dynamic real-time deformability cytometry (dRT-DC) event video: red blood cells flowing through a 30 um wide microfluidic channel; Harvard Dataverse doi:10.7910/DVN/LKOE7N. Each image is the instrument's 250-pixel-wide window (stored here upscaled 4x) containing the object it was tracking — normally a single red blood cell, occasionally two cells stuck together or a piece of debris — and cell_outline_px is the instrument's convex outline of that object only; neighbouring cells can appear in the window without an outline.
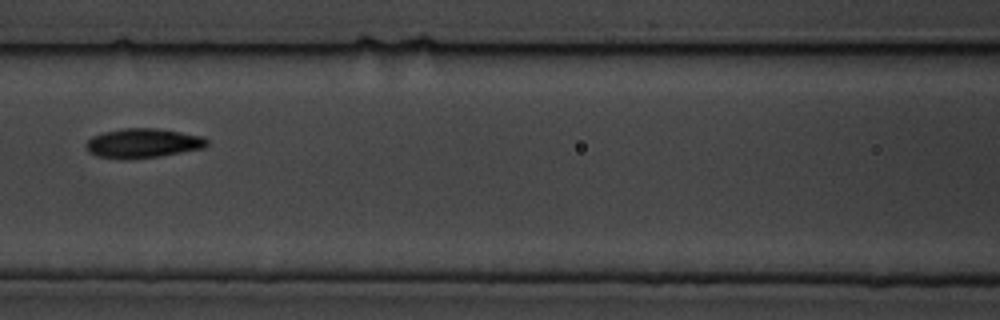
{"species": "common noctule bat (a hibernating species)", "species_latin": "Nyctalus noctula", "temperature_condition": "cold", "stored_images_in_passage": 9, "camera_frame_rate_fps": 3000, "um_per_image_px": 0.085, "animal": {"sex": "male", "body_mass_g": 19.5, "forearm_length_mm": 54.6}, "frame": {"image": 1, "passage_image": 7, "time_ms": 8.0, "image_size_px": [1000, 320], "cell_outline_px": [[208, 144], [204, 148], [160, 156], [96, 156], [88, 152], [84, 144], [92, 136], [104, 132], [124, 128], [156, 128], [180, 132], [200, 136], [208, 140]], "centroid_in_image_um": [12.16, 12.13], "position_along_channel_um": 154.4, "area_um2": 19.88}}
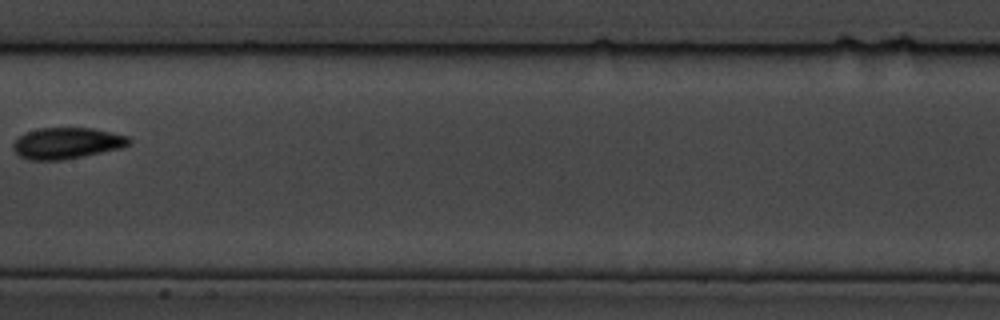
{"frame": {"image": 2, "passage_image": 8, "time_ms": 9.333, "image_size_px": [1000, 320], "cell_outline_px": [[132, 144], [120, 148], [60, 160], [32, 160], [20, 156], [12, 148], [12, 144], [20, 136], [28, 132], [40, 128], [92, 128], [128, 136], [132, 140]], "centroid_in_image_um": [5.69, 12.16], "position_along_channel_um": 201.7, "area_um2": 20.75}}
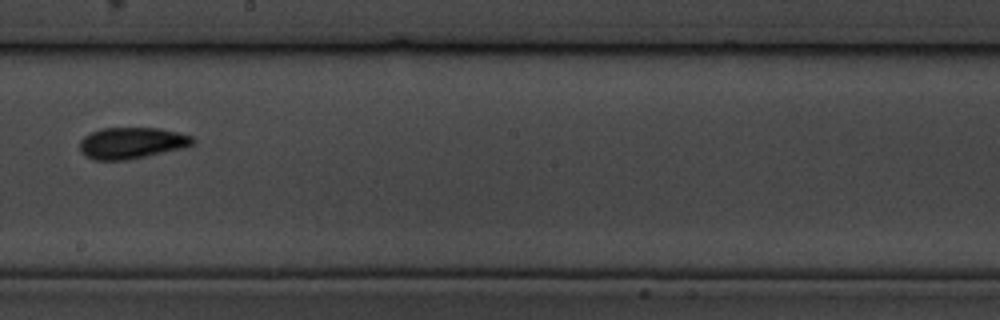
{"frame": {"image": 3, "passage_image": 9, "time_ms": 10.333, "image_size_px": [1000, 320], "cell_outline_px": [[196, 140], [192, 144], [184, 148], [124, 160], [96, 160], [80, 152], [80, 140], [84, 136], [92, 132], [104, 128], [160, 128], [192, 136]], "centroid_in_image_um": [11.2, 12.15], "position_along_channel_um": 237.0, "area_um2": 20.4}}